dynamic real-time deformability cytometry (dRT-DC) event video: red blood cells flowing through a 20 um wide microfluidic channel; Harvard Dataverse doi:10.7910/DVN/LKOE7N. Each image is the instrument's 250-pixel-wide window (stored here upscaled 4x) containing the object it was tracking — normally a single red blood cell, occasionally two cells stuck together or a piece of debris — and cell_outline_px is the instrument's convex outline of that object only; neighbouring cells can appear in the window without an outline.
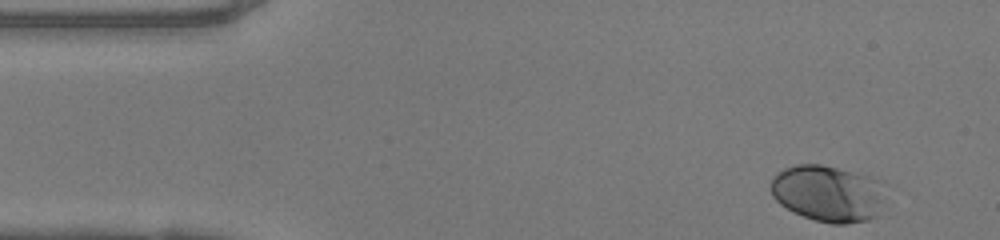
{"species": "human", "species_latin": "Homo sapiens", "temperature_condition": "warm", "stored_images_in_passage": 36, "camera_frame_rate_fps": 3000, "um_per_image_px": 0.085, "donor": {"sex": "female"}, "frame": {"image": 1, "passage_image": 1, "time_ms": 0.0, "image_size_px": [1000, 240], "cell_outline_px": [[888, 184], [880, 216], [868, 220], [848, 224], [832, 224], [816, 220], [792, 212], [780, 204], [772, 196], [768, 188], [776, 172], [784, 168], [796, 164], [820, 164], [872, 176]], "centroid_in_image_um": [70.44, 16.44], "position_along_channel_um": 14.6, "area_um2": 38.96}}
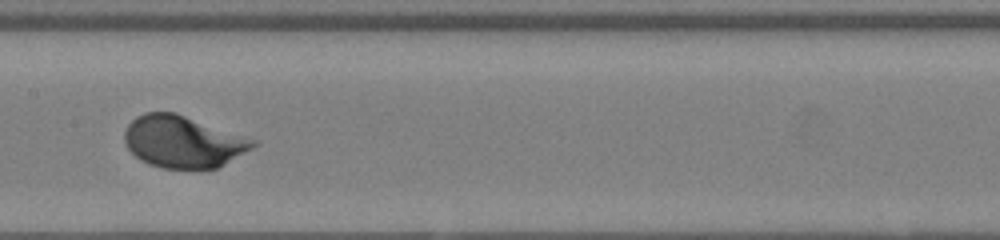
{"frame": {"image": 2, "passage_image": 21, "time_ms": 6.667, "image_size_px": [1000, 240], "cell_outline_px": [[260, 144], [224, 164], [216, 168], [164, 168], [148, 164], [140, 160], [128, 148], [124, 140], [124, 132], [128, 124], [136, 116], [144, 112], [176, 112], [256, 140]], "centroid_in_image_um": [15.55, 12.03], "position_along_channel_um": 191.9, "area_um2": 38.78}}
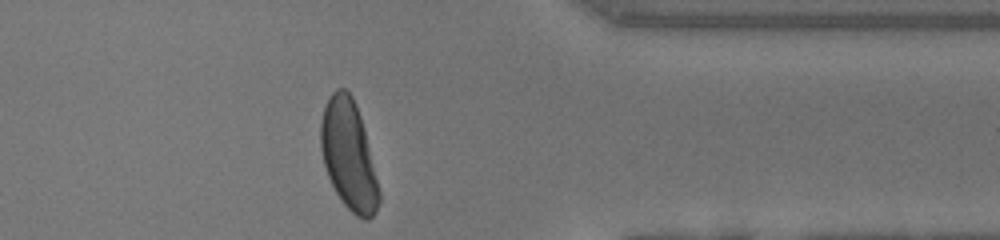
{"frame": {"image": 3, "passage_image": 36, "time_ms": 11.667, "image_size_px": [1000, 240], "cell_outline_px": [[380, 200], [376, 212], [368, 220], [364, 220], [356, 216], [344, 204], [336, 192], [328, 176], [324, 164], [320, 148], [320, 124], [324, 108], [328, 96], [336, 88], [344, 88], [352, 96], [356, 104], [364, 128], [380, 192]], "centroid_in_image_um": [29.63, 13.18], "position_along_channel_um": 381.8, "area_um2": 36.99}, "authors_computed_cell_mechanics": {"area_um2": 37.3677, "velocity_mm_per_s": 4.1249, "shape_relaxation_time_tau1_ms": 1.9792, "shape_relaxation_time_tau2_ms": null, "deformation_change_tau1": 0.1421, "deformation_change_tau2": null}}